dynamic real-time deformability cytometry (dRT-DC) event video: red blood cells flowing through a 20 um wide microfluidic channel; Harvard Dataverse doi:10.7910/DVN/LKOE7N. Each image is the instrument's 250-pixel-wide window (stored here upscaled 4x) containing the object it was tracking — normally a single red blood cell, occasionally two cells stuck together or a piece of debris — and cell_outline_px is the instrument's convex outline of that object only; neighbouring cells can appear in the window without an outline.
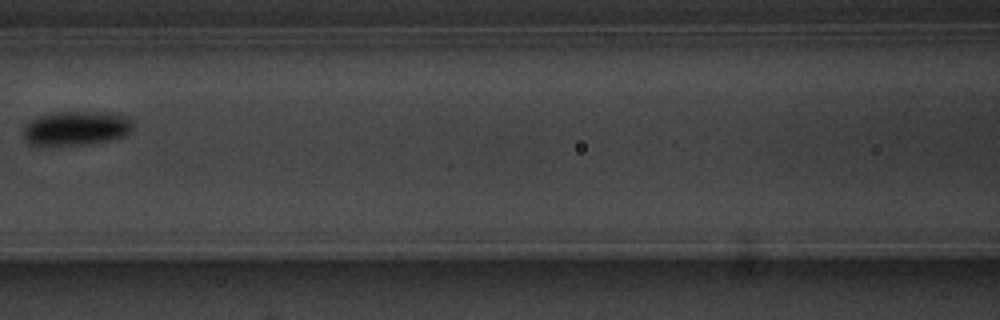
{"species": "common noctule bat (a hibernating species)", "species_latin": "Nyctalus noctula", "temperature_condition": "warm", "stored_images_in_passage": 5, "camera_frame_rate_fps": 3000, "um_per_image_px": 0.085, "animal": {"sex": "male", "body_mass_g": 20.1, "forearm_length_mm": 53.5}, "frame": {"image": 1, "passage_image": 3, "time_ms": 2.333, "image_size_px": [1000, 320], "cell_outline_px": [[132, 128], [124, 136], [108, 140], [80, 144], [32, 144], [24, 136], [24, 128], [32, 120], [40, 116], [52, 112], [108, 112], [128, 116], [132, 124]], "centroid_in_image_um": [6.52, 10.86], "position_along_channel_um": 160.1, "area_um2": 21.21}}